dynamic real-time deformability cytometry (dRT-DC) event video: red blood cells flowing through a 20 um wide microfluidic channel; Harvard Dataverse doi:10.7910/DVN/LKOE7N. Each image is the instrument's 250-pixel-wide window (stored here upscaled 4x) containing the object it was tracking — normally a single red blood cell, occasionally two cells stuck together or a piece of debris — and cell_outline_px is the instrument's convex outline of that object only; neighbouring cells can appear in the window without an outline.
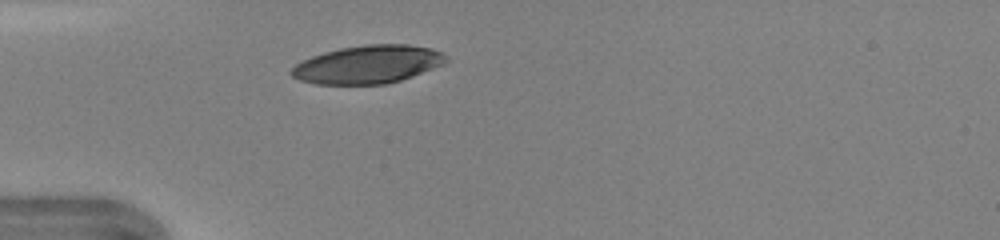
{"species": "human", "species_latin": "Homo sapiens", "temperature_condition": "warm", "stored_images_in_passage": 34, "camera_frame_rate_fps": 3000, "um_per_image_px": 0.085, "donor": {"sex": "female"}, "frame": {"image": 1, "passage_image": 1, "time_ms": 0.0, "image_size_px": [1000, 240], "cell_outline_px": [[448, 60], [432, 68], [412, 76], [400, 80], [384, 84], [316, 84], [300, 80], [292, 76], [288, 72], [296, 64], [312, 56], [324, 52], [340, 48], [368, 44], [408, 44], [432, 48], [440, 52]], "centroid_in_image_um": [31.23, 5.47], "position_along_channel_um": 53.8, "area_um2": 33.99}}
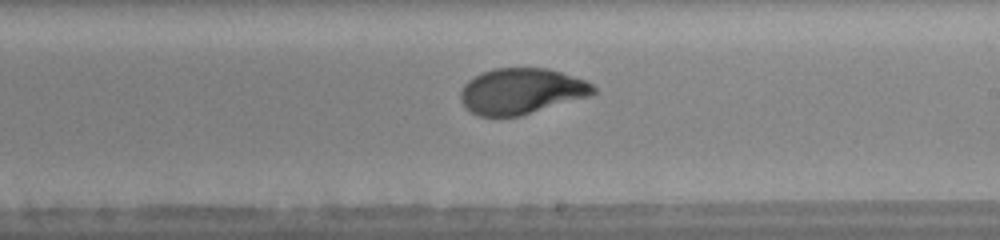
{"frame": {"image": 2, "passage_image": 15, "time_ms": 4.667, "image_size_px": [1000, 240], "cell_outline_px": [[596, 92], [592, 96], [520, 116], [500, 120], [480, 116], [472, 112], [460, 100], [460, 92], [464, 84], [468, 80], [484, 72], [496, 68], [548, 68], [588, 80], [596, 88]], "centroid_in_image_um": [44.35, 7.78], "position_along_channel_um": 244.7, "area_um2": 36.18}, "authors_computed_cell_mechanics": {"area_um2": 35.9805, "velocity_mm_per_s": 4.3397, "shape_relaxation_time_tau1_ms": 2.8399, "shape_relaxation_time_tau2_ms": null, "deformation_change_tau1": 0.1702, "deformation_change_tau2": null}}